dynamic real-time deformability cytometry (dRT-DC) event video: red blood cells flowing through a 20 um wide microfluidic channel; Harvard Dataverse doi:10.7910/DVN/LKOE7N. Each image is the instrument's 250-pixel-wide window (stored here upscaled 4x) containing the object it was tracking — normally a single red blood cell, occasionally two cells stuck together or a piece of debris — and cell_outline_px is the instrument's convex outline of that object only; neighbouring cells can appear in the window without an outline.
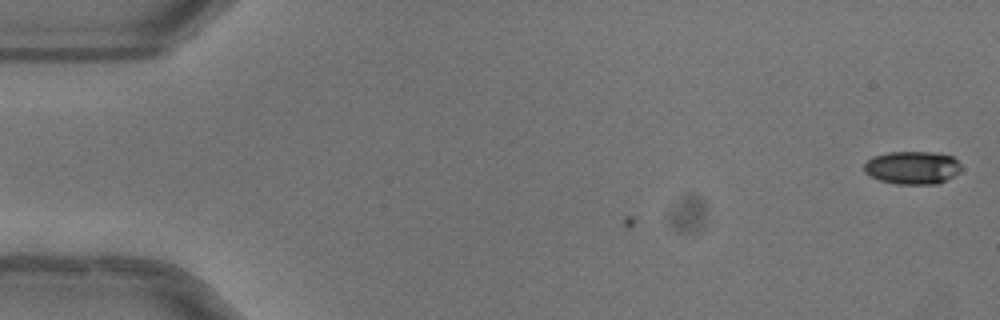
{"species": "common noctule bat (a hibernating species)", "species_latin": "Nyctalus noctula", "temperature_condition": "warm", "stored_images_in_passage": 2, "camera_frame_rate_fps": 3000, "um_per_image_px": 0.085, "animal": {"sex": "female"}, "frame": {"image": 1, "passage_image": 2, "time_ms": 0.333, "image_size_px": [1000, 320], "cell_outline_px": [[960, 172], [936, 184], [896, 184], [880, 180], [868, 176], [864, 172], [864, 164], [872, 156], [888, 152], [936, 152], [952, 156], [960, 164]], "centroid_in_image_um": [77.51, 14.24], "position_along_channel_um": 7.5, "area_um2": 18.73}}